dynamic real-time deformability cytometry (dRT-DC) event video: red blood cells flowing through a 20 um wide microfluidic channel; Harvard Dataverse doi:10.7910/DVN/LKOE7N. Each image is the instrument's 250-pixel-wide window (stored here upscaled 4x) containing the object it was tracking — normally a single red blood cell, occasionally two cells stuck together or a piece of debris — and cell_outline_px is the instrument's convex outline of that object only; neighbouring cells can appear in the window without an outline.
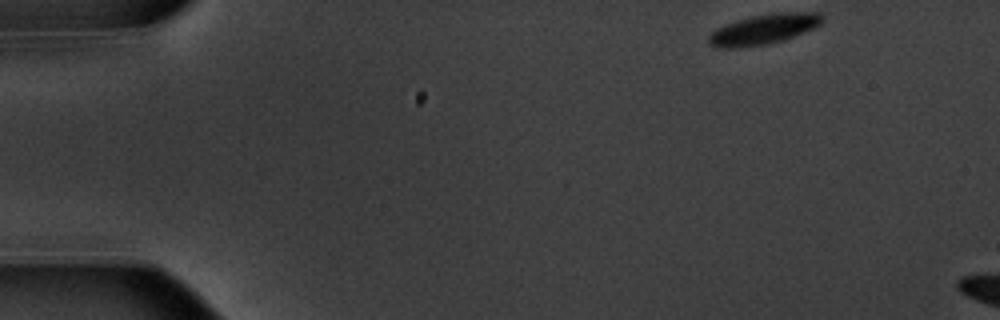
{"species": "common noctule bat (a hibernating species)", "species_latin": "Nyctalus noctula", "temperature_condition": "warm", "stored_images_in_passage": 6, "camera_frame_rate_fps": 3000, "um_per_image_px": 0.085, "animal": {"sex": "male", "body_mass_g": 20.1, "forearm_length_mm": 53.5}, "frame": {"image": 1, "passage_image": 1, "time_ms": 0.0, "image_size_px": [1000, 320], "cell_outline_px": [[824, 16], [820, 24], [812, 28], [784, 40], [764, 44], [740, 48], [716, 48], [708, 44], [708, 36], [716, 28], [724, 24], [736, 20], [752, 16], [780, 12], [820, 12]], "centroid_in_image_um": [64.87, 2.48], "position_along_channel_um": 20.1, "area_um2": 19.94}}